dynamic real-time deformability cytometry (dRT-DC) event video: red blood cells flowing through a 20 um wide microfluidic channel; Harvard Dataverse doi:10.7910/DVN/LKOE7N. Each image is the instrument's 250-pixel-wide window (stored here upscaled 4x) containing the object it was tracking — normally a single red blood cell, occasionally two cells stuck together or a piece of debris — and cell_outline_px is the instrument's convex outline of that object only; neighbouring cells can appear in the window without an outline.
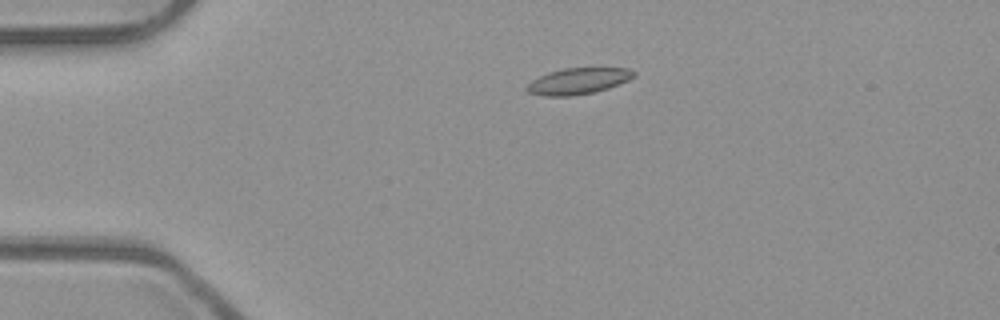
{"species": "common noctule bat (a hibernating species)", "species_latin": "Nyctalus noctula", "temperature_condition": "room temperature", "stored_images_in_passage": 42, "camera_frame_rate_fps": 3000, "um_per_image_px": 0.085, "animal": {"sex": "male", "body_mass_g": 23.1, "forearm_length_mm": 52.7}, "frame": {"image": 1, "passage_image": 1, "time_ms": 0.0, "image_size_px": [1000, 320], "cell_outline_px": [[636, 76], [628, 80], [608, 88], [592, 92], [572, 96], [544, 96], [528, 92], [524, 88], [532, 80], [548, 72], [564, 68], [628, 68], [636, 72]], "centroid_in_image_um": [49.14, 6.89], "position_along_channel_um": 35.9, "area_um2": 16.3}}
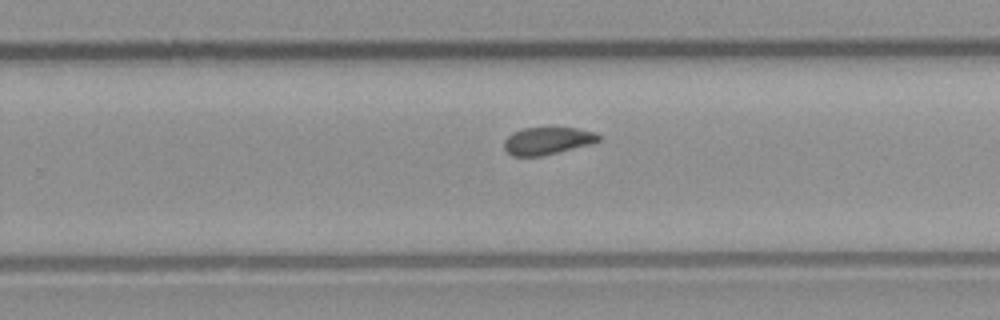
{"frame": {"image": 2, "passage_image": 23, "time_ms": 7.333, "image_size_px": [1000, 320], "cell_outline_px": [[600, 140], [592, 144], [540, 156], [512, 156], [504, 148], [504, 140], [512, 132], [524, 128], [576, 128], [592, 132], [600, 136]], "centroid_in_image_um": [46.5, 11.97], "position_along_channel_um": 283.3, "area_um2": 14.91}}
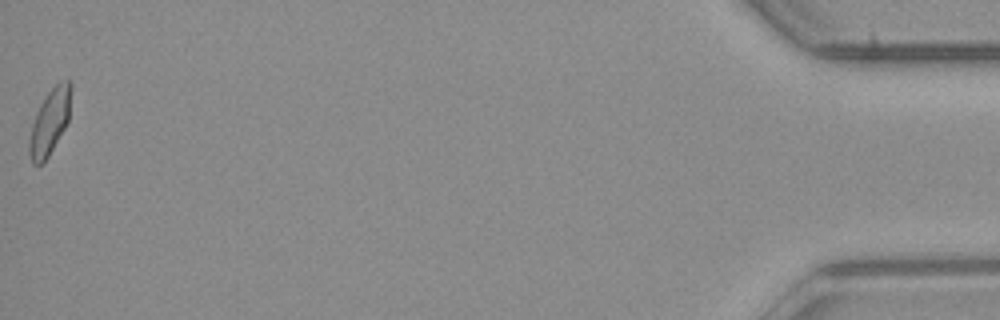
{"frame": {"image": 3, "passage_image": 42, "time_ms": 13.667, "image_size_px": [1000, 320], "cell_outline_px": [[72, 88], [68, 120], [64, 128], [44, 164], [32, 164], [28, 152], [28, 144], [32, 124], [36, 112], [40, 104], [48, 92], [60, 80], [72, 80]], "centroid_in_image_um": [4.23, 10.34], "position_along_channel_um": 431.0, "area_um2": 16.01}, "authors_computed_cell_mechanics": {"area_um2": 15.6349, "velocity_mm_per_s": 3.9339, "shape_relaxation_time_tau1_ms": 6.7713, "shape_relaxation_time_tau2_ms": 2.1503, "deformation_change_tau1": 0.133, "deformation_change_tau2": 0.0565}}